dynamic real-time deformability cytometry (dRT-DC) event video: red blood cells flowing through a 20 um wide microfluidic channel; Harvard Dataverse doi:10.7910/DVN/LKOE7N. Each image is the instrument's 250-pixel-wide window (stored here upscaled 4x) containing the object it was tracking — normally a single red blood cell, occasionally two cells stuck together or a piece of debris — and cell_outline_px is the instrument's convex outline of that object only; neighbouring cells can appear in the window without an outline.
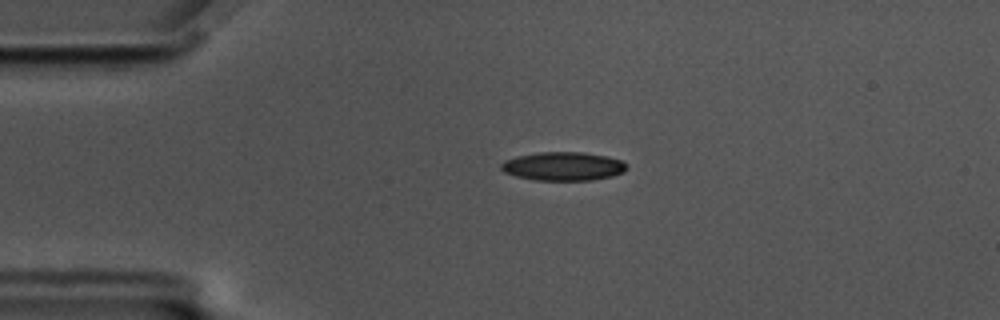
{"species": "common noctule bat (a hibernating species)", "species_latin": "Nyctalus noctula", "temperature_condition": "cold", "stored_images_in_passage": 48, "camera_frame_rate_fps": 3000, "um_per_image_px": 0.085, "animal": {"sex": "male", "body_mass_g": 17.5, "forearm_length_mm": 52.3}, "frame": {"image": 1, "passage_image": 3, "time_ms": 0.667, "image_size_px": [1000, 320], "cell_outline_px": [[628, 168], [624, 172], [612, 176], [592, 180], [536, 180], [516, 176], [504, 172], [500, 168], [500, 164], [504, 160], [516, 156], [540, 152], [584, 152], [604, 156], [620, 160], [628, 164]], "centroid_in_image_um": [47.87, 14.13], "position_along_channel_um": 37.1, "area_um2": 20.98}}
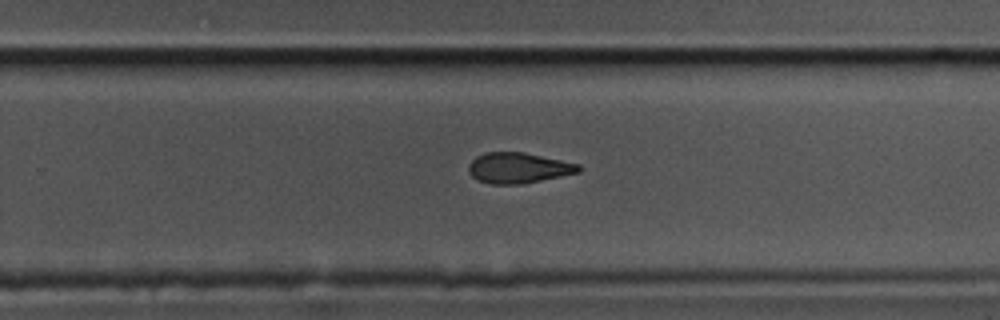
{"frame": {"image": 2, "passage_image": 27, "time_ms": 8.667, "image_size_px": [1000, 320], "cell_outline_px": [[584, 168], [580, 172], [520, 184], [492, 184], [476, 180], [468, 172], [468, 164], [476, 156], [484, 152], [524, 152], [580, 164]], "centroid_in_image_um": [44.05, 14.26], "position_along_channel_um": 285.8, "area_um2": 19.71}}
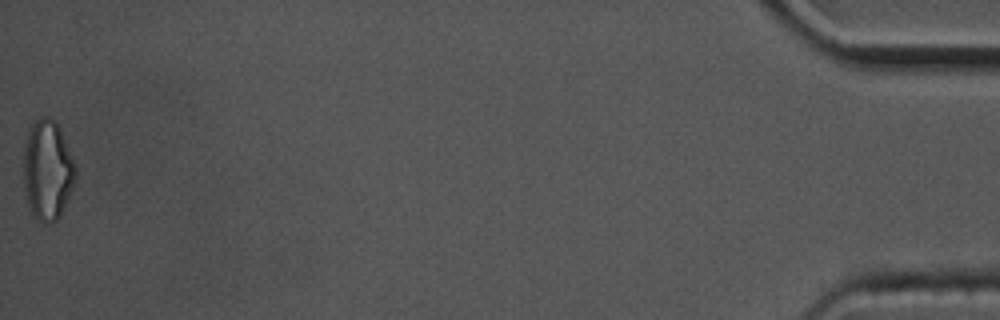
{"frame": {"image": 3, "passage_image": 48, "time_ms": 15.667, "image_size_px": [1000, 320], "cell_outline_px": [[76, 180], [68, 200], [60, 216], [56, 220], [48, 224], [44, 224], [28, 208], [24, 192], [24, 148], [28, 132], [32, 124], [40, 116], [48, 116], [56, 120], [76, 164]], "centroid_in_image_um": [4.05, 14.46], "position_along_channel_um": 431.1, "area_um2": 30.63}, "authors_computed_cell_mechanics": {"area_um2": 20.9525, "velocity_mm_per_s": 3.4974, "shape_relaxation_time_tau1_ms": 3.7536, "shape_relaxation_time_tau2_ms": 4.739, "deformation_change_tau1": 0.1307, "deformation_change_tau2": 0.1304}}